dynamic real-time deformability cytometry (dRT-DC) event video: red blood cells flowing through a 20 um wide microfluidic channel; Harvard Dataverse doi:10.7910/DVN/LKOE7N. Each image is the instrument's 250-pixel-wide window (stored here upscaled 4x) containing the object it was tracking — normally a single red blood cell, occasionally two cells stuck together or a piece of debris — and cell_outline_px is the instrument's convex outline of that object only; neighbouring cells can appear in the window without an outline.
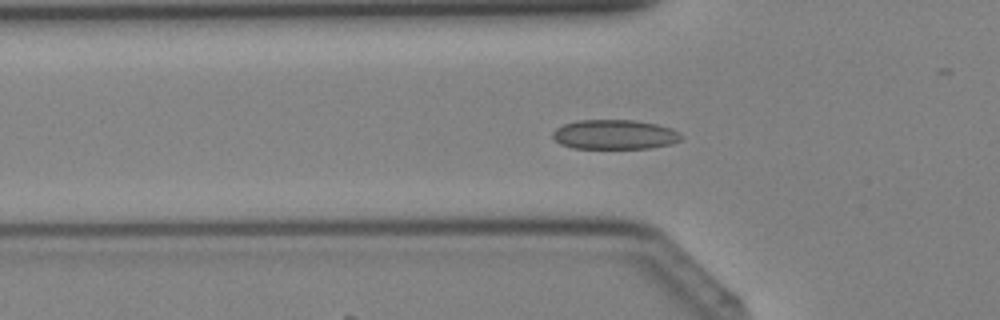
{"species": "Egyptian fruit bat (a non-hibernating species)", "species_latin": "Rousettus aegyptiacus", "temperature_condition": "cold", "stored_images_in_passage": 33, "camera_frame_rate_fps": 3000, "um_per_image_px": 0.085, "animal": {"sex": "female"}, "frame": {"image": 1, "passage_image": 6, "time_ms": 1.667, "image_size_px": [1000, 320], "cell_outline_px": [[684, 136], [680, 140], [672, 144], [652, 148], [572, 148], [560, 144], [552, 136], [552, 132], [556, 128], [564, 124], [576, 120], [636, 120], [656, 124], [672, 128], [680, 132]], "centroid_in_image_um": [52.27, 11.43], "position_along_channel_um": 73.5, "area_um2": 22.37}}
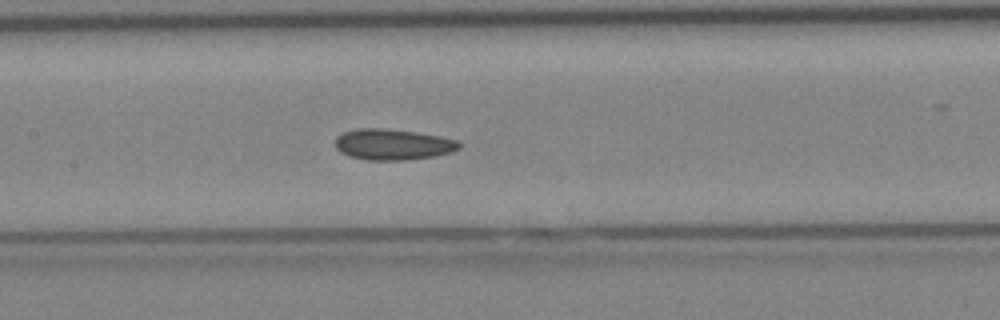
{"frame": {"image": 2, "passage_image": 12, "time_ms": 3.667, "image_size_px": [1000, 320], "cell_outline_px": [[460, 148], [448, 152], [432, 156], [404, 160], [368, 160], [348, 156], [340, 152], [336, 148], [336, 136], [344, 132], [356, 128], [384, 128], [416, 132], [440, 136], [456, 140], [460, 144]], "centroid_in_image_um": [33.33, 12.27], "position_along_channel_um": 174.1, "area_um2": 22.2}}
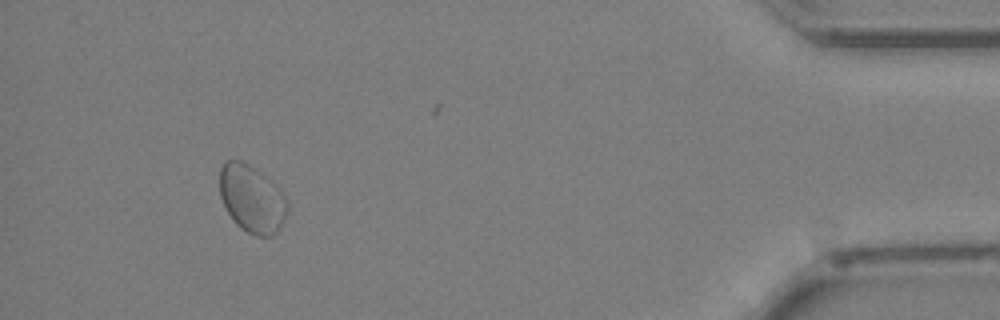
{"frame": {"image": 3, "passage_image": 30, "time_ms": 9.667, "image_size_px": [1000, 320], "cell_outline_px": [[288, 212], [284, 220], [276, 232], [272, 236], [256, 236], [240, 228], [232, 220], [220, 196], [220, 168], [224, 160], [240, 160], [248, 164], [276, 188], [288, 200]], "centroid_in_image_um": [21.38, 16.93], "position_along_channel_um": 413.8, "area_um2": 26.13}}